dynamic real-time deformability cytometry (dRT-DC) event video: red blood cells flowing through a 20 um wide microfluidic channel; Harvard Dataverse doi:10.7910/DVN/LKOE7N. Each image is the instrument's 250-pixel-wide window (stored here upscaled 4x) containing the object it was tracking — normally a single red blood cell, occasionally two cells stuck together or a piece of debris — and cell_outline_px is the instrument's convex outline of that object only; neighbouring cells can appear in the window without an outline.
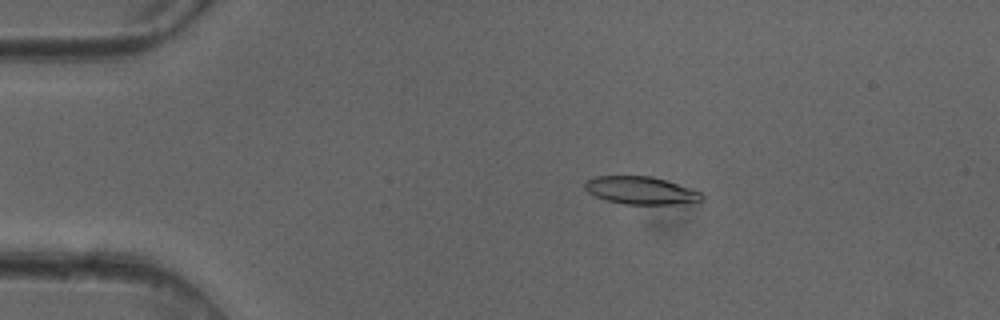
{"species": "common noctule bat (a hibernating species)", "species_latin": "Nyctalus noctula", "temperature_condition": "cold", "stored_images_in_passage": 51, "camera_frame_rate_fps": 3000, "um_per_image_px": 0.085, "animal": {"sex": "female"}, "frame": {"image": 1, "passage_image": 10, "time_ms": 3.0, "image_size_px": [1000, 320], "cell_outline_px": [[704, 200], [672, 204], [624, 204], [604, 200], [588, 192], [584, 188], [584, 180], [596, 176], [652, 176], [700, 192], [704, 196]], "centroid_in_image_um": [54.4, 16.18], "position_along_channel_um": 30.6, "area_um2": 18.73}}
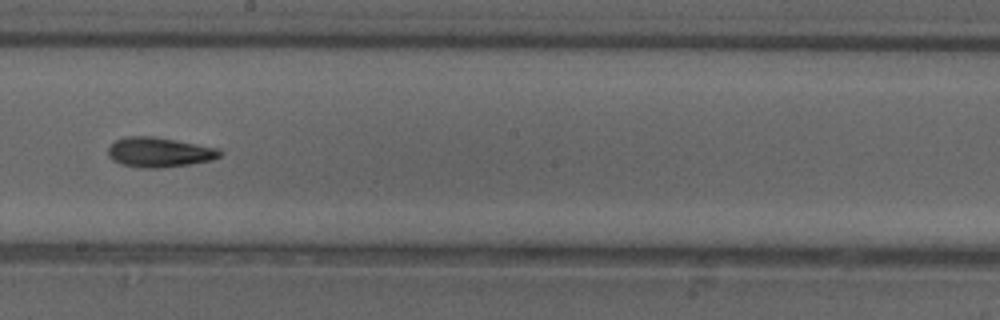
{"frame": {"image": 2, "passage_image": 29, "time_ms": 9.333, "image_size_px": [1000, 320], "cell_outline_px": [[224, 152], [220, 156], [212, 160], [188, 164], [160, 168], [144, 168], [120, 164], [112, 160], [108, 156], [108, 148], [116, 140], [128, 136], [152, 136], [176, 140], [220, 148]], "centroid_in_image_um": [13.55, 12.94], "position_along_channel_um": 234.6, "area_um2": 19.48}}
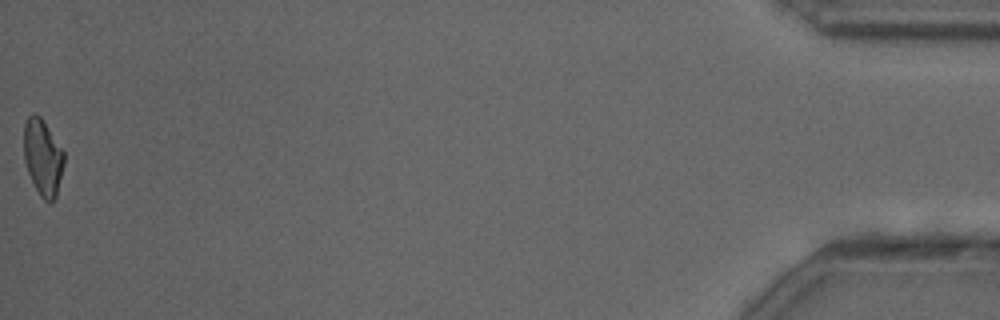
{"frame": {"image": 3, "passage_image": 51, "time_ms": 16.667, "image_size_px": [1000, 320], "cell_outline_px": [[64, 164], [56, 196], [52, 200], [44, 200], [40, 196], [28, 172], [24, 160], [24, 124], [28, 116], [32, 112], [36, 112], [40, 116], [64, 152]], "centroid_in_image_um": [3.62, 13.33], "position_along_channel_um": 431.6, "area_um2": 17.63}, "authors_computed_cell_mechanics": {"area_um2": 18.8428, "velocity_mm_per_s": 4.0884, "shape_relaxation_time_tau1_ms": 8.786, "shape_relaxation_time_tau2_ms": 5.4779, "deformation_change_tau1": 0.2306, "deformation_change_tau2": 0.154}}